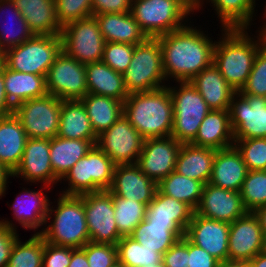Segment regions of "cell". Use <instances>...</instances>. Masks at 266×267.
I'll return each instance as SVG.
<instances>
[{
    "label": "cell",
    "instance_id": "6da1fadb",
    "mask_svg": "<svg viewBox=\"0 0 266 267\" xmlns=\"http://www.w3.org/2000/svg\"><path fill=\"white\" fill-rule=\"evenodd\" d=\"M190 23L157 37L167 82H188L213 63L216 41Z\"/></svg>",
    "mask_w": 266,
    "mask_h": 267
},
{
    "label": "cell",
    "instance_id": "7a4b0ae2",
    "mask_svg": "<svg viewBox=\"0 0 266 267\" xmlns=\"http://www.w3.org/2000/svg\"><path fill=\"white\" fill-rule=\"evenodd\" d=\"M221 29L222 37L214 46L213 64L227 83L239 92L247 82L257 52L264 43L259 31L252 37L248 28Z\"/></svg>",
    "mask_w": 266,
    "mask_h": 267
},
{
    "label": "cell",
    "instance_id": "3957f363",
    "mask_svg": "<svg viewBox=\"0 0 266 267\" xmlns=\"http://www.w3.org/2000/svg\"><path fill=\"white\" fill-rule=\"evenodd\" d=\"M123 115L144 140L171 136L173 103L169 88L129 94L123 102Z\"/></svg>",
    "mask_w": 266,
    "mask_h": 267
},
{
    "label": "cell",
    "instance_id": "277c9868",
    "mask_svg": "<svg viewBox=\"0 0 266 267\" xmlns=\"http://www.w3.org/2000/svg\"><path fill=\"white\" fill-rule=\"evenodd\" d=\"M58 197L57 207H53L50 202L45 228L43 227L38 233L44 241L51 244L73 249L82 248L90 242L83 197L60 193Z\"/></svg>",
    "mask_w": 266,
    "mask_h": 267
},
{
    "label": "cell",
    "instance_id": "5b68a950",
    "mask_svg": "<svg viewBox=\"0 0 266 267\" xmlns=\"http://www.w3.org/2000/svg\"><path fill=\"white\" fill-rule=\"evenodd\" d=\"M192 12L182 0H132L131 5V14L148 38L183 28Z\"/></svg>",
    "mask_w": 266,
    "mask_h": 267
},
{
    "label": "cell",
    "instance_id": "8992f818",
    "mask_svg": "<svg viewBox=\"0 0 266 267\" xmlns=\"http://www.w3.org/2000/svg\"><path fill=\"white\" fill-rule=\"evenodd\" d=\"M61 51V35H33L19 46L7 49L2 54L7 68L46 77Z\"/></svg>",
    "mask_w": 266,
    "mask_h": 267
},
{
    "label": "cell",
    "instance_id": "52a82bcc",
    "mask_svg": "<svg viewBox=\"0 0 266 267\" xmlns=\"http://www.w3.org/2000/svg\"><path fill=\"white\" fill-rule=\"evenodd\" d=\"M123 79L129 94L153 91L167 86L162 51L157 38H148L143 43L135 45L131 62L123 73Z\"/></svg>",
    "mask_w": 266,
    "mask_h": 267
},
{
    "label": "cell",
    "instance_id": "ba28073f",
    "mask_svg": "<svg viewBox=\"0 0 266 267\" xmlns=\"http://www.w3.org/2000/svg\"><path fill=\"white\" fill-rule=\"evenodd\" d=\"M116 164L97 146L82 157L60 180L68 182L60 194L82 195L108 190L112 184Z\"/></svg>",
    "mask_w": 266,
    "mask_h": 267
},
{
    "label": "cell",
    "instance_id": "9c48e42d",
    "mask_svg": "<svg viewBox=\"0 0 266 267\" xmlns=\"http://www.w3.org/2000/svg\"><path fill=\"white\" fill-rule=\"evenodd\" d=\"M178 84L175 87L167 84L173 103L171 136L181 144H190L211 109L190 81Z\"/></svg>",
    "mask_w": 266,
    "mask_h": 267
},
{
    "label": "cell",
    "instance_id": "30bf717a",
    "mask_svg": "<svg viewBox=\"0 0 266 267\" xmlns=\"http://www.w3.org/2000/svg\"><path fill=\"white\" fill-rule=\"evenodd\" d=\"M62 100L47 93L14 108L28 138L52 139L57 136Z\"/></svg>",
    "mask_w": 266,
    "mask_h": 267
},
{
    "label": "cell",
    "instance_id": "8fae6325",
    "mask_svg": "<svg viewBox=\"0 0 266 267\" xmlns=\"http://www.w3.org/2000/svg\"><path fill=\"white\" fill-rule=\"evenodd\" d=\"M61 39L62 50L79 63L101 61L105 40L94 16L63 26Z\"/></svg>",
    "mask_w": 266,
    "mask_h": 267
},
{
    "label": "cell",
    "instance_id": "7c38bea8",
    "mask_svg": "<svg viewBox=\"0 0 266 267\" xmlns=\"http://www.w3.org/2000/svg\"><path fill=\"white\" fill-rule=\"evenodd\" d=\"M46 88L49 94L61 100H81L88 94L85 64L62 50L49 68Z\"/></svg>",
    "mask_w": 266,
    "mask_h": 267
},
{
    "label": "cell",
    "instance_id": "4fadbf2b",
    "mask_svg": "<svg viewBox=\"0 0 266 267\" xmlns=\"http://www.w3.org/2000/svg\"><path fill=\"white\" fill-rule=\"evenodd\" d=\"M90 242L117 245L122 236L115 222L113 196L108 190L84 193Z\"/></svg>",
    "mask_w": 266,
    "mask_h": 267
},
{
    "label": "cell",
    "instance_id": "5bb4252c",
    "mask_svg": "<svg viewBox=\"0 0 266 267\" xmlns=\"http://www.w3.org/2000/svg\"><path fill=\"white\" fill-rule=\"evenodd\" d=\"M144 139L137 129L122 116L97 137L96 145L117 165L136 164Z\"/></svg>",
    "mask_w": 266,
    "mask_h": 267
},
{
    "label": "cell",
    "instance_id": "9a60e30c",
    "mask_svg": "<svg viewBox=\"0 0 266 267\" xmlns=\"http://www.w3.org/2000/svg\"><path fill=\"white\" fill-rule=\"evenodd\" d=\"M234 139L266 138V98L236 92L229 108Z\"/></svg>",
    "mask_w": 266,
    "mask_h": 267
},
{
    "label": "cell",
    "instance_id": "2e32d148",
    "mask_svg": "<svg viewBox=\"0 0 266 267\" xmlns=\"http://www.w3.org/2000/svg\"><path fill=\"white\" fill-rule=\"evenodd\" d=\"M12 177L23 178L30 183H44V191L52 190L60 179L54 174L50 161V139L28 138L19 165Z\"/></svg>",
    "mask_w": 266,
    "mask_h": 267
},
{
    "label": "cell",
    "instance_id": "e0dca14e",
    "mask_svg": "<svg viewBox=\"0 0 266 267\" xmlns=\"http://www.w3.org/2000/svg\"><path fill=\"white\" fill-rule=\"evenodd\" d=\"M181 146L172 136L146 139L136 164L147 177L158 184L175 171Z\"/></svg>",
    "mask_w": 266,
    "mask_h": 267
},
{
    "label": "cell",
    "instance_id": "ac0fdd59",
    "mask_svg": "<svg viewBox=\"0 0 266 267\" xmlns=\"http://www.w3.org/2000/svg\"><path fill=\"white\" fill-rule=\"evenodd\" d=\"M265 237L257 216L247 212L230 223L228 259L249 262L265 250Z\"/></svg>",
    "mask_w": 266,
    "mask_h": 267
},
{
    "label": "cell",
    "instance_id": "d6986e66",
    "mask_svg": "<svg viewBox=\"0 0 266 267\" xmlns=\"http://www.w3.org/2000/svg\"><path fill=\"white\" fill-rule=\"evenodd\" d=\"M247 212L240 192L223 189L209 182L203 186L201 200L195 210L204 218L227 223L234 222Z\"/></svg>",
    "mask_w": 266,
    "mask_h": 267
},
{
    "label": "cell",
    "instance_id": "ffe728a7",
    "mask_svg": "<svg viewBox=\"0 0 266 267\" xmlns=\"http://www.w3.org/2000/svg\"><path fill=\"white\" fill-rule=\"evenodd\" d=\"M230 223L204 218L194 212L185 237L218 261L228 259Z\"/></svg>",
    "mask_w": 266,
    "mask_h": 267
},
{
    "label": "cell",
    "instance_id": "44dd1931",
    "mask_svg": "<svg viewBox=\"0 0 266 267\" xmlns=\"http://www.w3.org/2000/svg\"><path fill=\"white\" fill-rule=\"evenodd\" d=\"M157 183L147 177L137 164H117L108 191L112 196L132 199L148 205L154 198Z\"/></svg>",
    "mask_w": 266,
    "mask_h": 267
},
{
    "label": "cell",
    "instance_id": "7402d4cb",
    "mask_svg": "<svg viewBox=\"0 0 266 267\" xmlns=\"http://www.w3.org/2000/svg\"><path fill=\"white\" fill-rule=\"evenodd\" d=\"M247 172L240 152L233 145L216 151L209 183L240 192Z\"/></svg>",
    "mask_w": 266,
    "mask_h": 267
},
{
    "label": "cell",
    "instance_id": "603a6c76",
    "mask_svg": "<svg viewBox=\"0 0 266 267\" xmlns=\"http://www.w3.org/2000/svg\"><path fill=\"white\" fill-rule=\"evenodd\" d=\"M190 83L211 110H229L236 90L227 83L213 63L191 79Z\"/></svg>",
    "mask_w": 266,
    "mask_h": 267
},
{
    "label": "cell",
    "instance_id": "cb8c5ba5",
    "mask_svg": "<svg viewBox=\"0 0 266 267\" xmlns=\"http://www.w3.org/2000/svg\"><path fill=\"white\" fill-rule=\"evenodd\" d=\"M34 35H61L55 0H12Z\"/></svg>",
    "mask_w": 266,
    "mask_h": 267
},
{
    "label": "cell",
    "instance_id": "d4e9b609",
    "mask_svg": "<svg viewBox=\"0 0 266 267\" xmlns=\"http://www.w3.org/2000/svg\"><path fill=\"white\" fill-rule=\"evenodd\" d=\"M105 42L141 44L148 39L131 12L93 15Z\"/></svg>",
    "mask_w": 266,
    "mask_h": 267
},
{
    "label": "cell",
    "instance_id": "484cf974",
    "mask_svg": "<svg viewBox=\"0 0 266 267\" xmlns=\"http://www.w3.org/2000/svg\"><path fill=\"white\" fill-rule=\"evenodd\" d=\"M234 141L229 110H210L190 144L220 150L233 146Z\"/></svg>",
    "mask_w": 266,
    "mask_h": 267
},
{
    "label": "cell",
    "instance_id": "4316f807",
    "mask_svg": "<svg viewBox=\"0 0 266 267\" xmlns=\"http://www.w3.org/2000/svg\"><path fill=\"white\" fill-rule=\"evenodd\" d=\"M20 193L18 196L16 195L15 201L10 207L14 212V219L25 230L33 229L36 234L38 228L45 225L50 199L42 189L35 191L24 188Z\"/></svg>",
    "mask_w": 266,
    "mask_h": 267
},
{
    "label": "cell",
    "instance_id": "83f0119b",
    "mask_svg": "<svg viewBox=\"0 0 266 267\" xmlns=\"http://www.w3.org/2000/svg\"><path fill=\"white\" fill-rule=\"evenodd\" d=\"M28 136L13 113L0 117V163L11 173L19 165Z\"/></svg>",
    "mask_w": 266,
    "mask_h": 267
},
{
    "label": "cell",
    "instance_id": "f1b7e54d",
    "mask_svg": "<svg viewBox=\"0 0 266 267\" xmlns=\"http://www.w3.org/2000/svg\"><path fill=\"white\" fill-rule=\"evenodd\" d=\"M85 68L88 93L111 97L122 102L129 96L123 74L117 73L106 63L102 61L88 63Z\"/></svg>",
    "mask_w": 266,
    "mask_h": 267
},
{
    "label": "cell",
    "instance_id": "f546056e",
    "mask_svg": "<svg viewBox=\"0 0 266 267\" xmlns=\"http://www.w3.org/2000/svg\"><path fill=\"white\" fill-rule=\"evenodd\" d=\"M216 151L208 147L182 144L177 156L175 171L205 185L211 177Z\"/></svg>",
    "mask_w": 266,
    "mask_h": 267
},
{
    "label": "cell",
    "instance_id": "4dcf8cb0",
    "mask_svg": "<svg viewBox=\"0 0 266 267\" xmlns=\"http://www.w3.org/2000/svg\"><path fill=\"white\" fill-rule=\"evenodd\" d=\"M5 93L9 102L16 107L18 104L46 95V77L32 73H21L3 66Z\"/></svg>",
    "mask_w": 266,
    "mask_h": 267
},
{
    "label": "cell",
    "instance_id": "1f68e13d",
    "mask_svg": "<svg viewBox=\"0 0 266 267\" xmlns=\"http://www.w3.org/2000/svg\"><path fill=\"white\" fill-rule=\"evenodd\" d=\"M194 210L186 203L162 194L158 189L147 205L145 219L149 223L178 224L186 231Z\"/></svg>",
    "mask_w": 266,
    "mask_h": 267
},
{
    "label": "cell",
    "instance_id": "d6a6232c",
    "mask_svg": "<svg viewBox=\"0 0 266 267\" xmlns=\"http://www.w3.org/2000/svg\"><path fill=\"white\" fill-rule=\"evenodd\" d=\"M97 140L67 139L59 136L50 139V161L54 174L61 180Z\"/></svg>",
    "mask_w": 266,
    "mask_h": 267
},
{
    "label": "cell",
    "instance_id": "836d02e7",
    "mask_svg": "<svg viewBox=\"0 0 266 267\" xmlns=\"http://www.w3.org/2000/svg\"><path fill=\"white\" fill-rule=\"evenodd\" d=\"M57 136L67 139L97 140L81 100H62Z\"/></svg>",
    "mask_w": 266,
    "mask_h": 267
},
{
    "label": "cell",
    "instance_id": "e575fe53",
    "mask_svg": "<svg viewBox=\"0 0 266 267\" xmlns=\"http://www.w3.org/2000/svg\"><path fill=\"white\" fill-rule=\"evenodd\" d=\"M185 236V231L178 224L149 223L144 219L130 235L142 246L163 255L179 239Z\"/></svg>",
    "mask_w": 266,
    "mask_h": 267
},
{
    "label": "cell",
    "instance_id": "d590c367",
    "mask_svg": "<svg viewBox=\"0 0 266 267\" xmlns=\"http://www.w3.org/2000/svg\"><path fill=\"white\" fill-rule=\"evenodd\" d=\"M81 101L97 136L109 129L123 114V102L111 97L88 93Z\"/></svg>",
    "mask_w": 266,
    "mask_h": 267
},
{
    "label": "cell",
    "instance_id": "8d00e7d4",
    "mask_svg": "<svg viewBox=\"0 0 266 267\" xmlns=\"http://www.w3.org/2000/svg\"><path fill=\"white\" fill-rule=\"evenodd\" d=\"M205 0H201L199 10L203 8ZM211 2L218 15L219 24L224 29L250 28L254 21L256 0H206ZM253 19V20H252ZM250 26V27H249Z\"/></svg>",
    "mask_w": 266,
    "mask_h": 267
},
{
    "label": "cell",
    "instance_id": "74e56055",
    "mask_svg": "<svg viewBox=\"0 0 266 267\" xmlns=\"http://www.w3.org/2000/svg\"><path fill=\"white\" fill-rule=\"evenodd\" d=\"M7 9L8 13L6 12ZM0 12L1 15L3 14V18L4 14L8 15V19H6V17L2 19L1 17L2 21L5 20L8 23H3V21L2 23L4 25H2V23L0 24V53H4L7 49L19 46L27 41L34 34L30 31L21 12L17 9L12 0H0Z\"/></svg>",
    "mask_w": 266,
    "mask_h": 267
},
{
    "label": "cell",
    "instance_id": "f35d334b",
    "mask_svg": "<svg viewBox=\"0 0 266 267\" xmlns=\"http://www.w3.org/2000/svg\"><path fill=\"white\" fill-rule=\"evenodd\" d=\"M203 186L202 182L173 171L157 184V189L168 197L186 203L195 211L201 200Z\"/></svg>",
    "mask_w": 266,
    "mask_h": 267
},
{
    "label": "cell",
    "instance_id": "ab89813d",
    "mask_svg": "<svg viewBox=\"0 0 266 267\" xmlns=\"http://www.w3.org/2000/svg\"><path fill=\"white\" fill-rule=\"evenodd\" d=\"M118 262L123 267H143L162 262V255L142 246L130 236H123L117 243Z\"/></svg>",
    "mask_w": 266,
    "mask_h": 267
},
{
    "label": "cell",
    "instance_id": "60d3db41",
    "mask_svg": "<svg viewBox=\"0 0 266 267\" xmlns=\"http://www.w3.org/2000/svg\"><path fill=\"white\" fill-rule=\"evenodd\" d=\"M114 216L119 234L130 236L146 217L147 205L132 199L113 196Z\"/></svg>",
    "mask_w": 266,
    "mask_h": 267
},
{
    "label": "cell",
    "instance_id": "b9f144b4",
    "mask_svg": "<svg viewBox=\"0 0 266 267\" xmlns=\"http://www.w3.org/2000/svg\"><path fill=\"white\" fill-rule=\"evenodd\" d=\"M44 239L34 233L22 242L18 237L11 251L7 267H42Z\"/></svg>",
    "mask_w": 266,
    "mask_h": 267
},
{
    "label": "cell",
    "instance_id": "7bdbcfd3",
    "mask_svg": "<svg viewBox=\"0 0 266 267\" xmlns=\"http://www.w3.org/2000/svg\"><path fill=\"white\" fill-rule=\"evenodd\" d=\"M240 193L248 212L266 205V170L248 171Z\"/></svg>",
    "mask_w": 266,
    "mask_h": 267
},
{
    "label": "cell",
    "instance_id": "ee69618b",
    "mask_svg": "<svg viewBox=\"0 0 266 267\" xmlns=\"http://www.w3.org/2000/svg\"><path fill=\"white\" fill-rule=\"evenodd\" d=\"M234 140L248 171L266 170V138Z\"/></svg>",
    "mask_w": 266,
    "mask_h": 267
},
{
    "label": "cell",
    "instance_id": "f6af8a7d",
    "mask_svg": "<svg viewBox=\"0 0 266 267\" xmlns=\"http://www.w3.org/2000/svg\"><path fill=\"white\" fill-rule=\"evenodd\" d=\"M239 92L266 98V45L258 50L247 82Z\"/></svg>",
    "mask_w": 266,
    "mask_h": 267
},
{
    "label": "cell",
    "instance_id": "bcb514c9",
    "mask_svg": "<svg viewBox=\"0 0 266 267\" xmlns=\"http://www.w3.org/2000/svg\"><path fill=\"white\" fill-rule=\"evenodd\" d=\"M55 6L62 27L73 21L93 16L92 0H55Z\"/></svg>",
    "mask_w": 266,
    "mask_h": 267
},
{
    "label": "cell",
    "instance_id": "7dc6e473",
    "mask_svg": "<svg viewBox=\"0 0 266 267\" xmlns=\"http://www.w3.org/2000/svg\"><path fill=\"white\" fill-rule=\"evenodd\" d=\"M134 47L135 45L127 43L105 42L101 61L123 74L131 62Z\"/></svg>",
    "mask_w": 266,
    "mask_h": 267
},
{
    "label": "cell",
    "instance_id": "c3c4849f",
    "mask_svg": "<svg viewBox=\"0 0 266 267\" xmlns=\"http://www.w3.org/2000/svg\"><path fill=\"white\" fill-rule=\"evenodd\" d=\"M81 249L89 267H112L118 262L117 245L88 242Z\"/></svg>",
    "mask_w": 266,
    "mask_h": 267
},
{
    "label": "cell",
    "instance_id": "681fc988",
    "mask_svg": "<svg viewBox=\"0 0 266 267\" xmlns=\"http://www.w3.org/2000/svg\"><path fill=\"white\" fill-rule=\"evenodd\" d=\"M15 227L12 220H0V267H7L12 248L20 237Z\"/></svg>",
    "mask_w": 266,
    "mask_h": 267
},
{
    "label": "cell",
    "instance_id": "f907efd6",
    "mask_svg": "<svg viewBox=\"0 0 266 267\" xmlns=\"http://www.w3.org/2000/svg\"><path fill=\"white\" fill-rule=\"evenodd\" d=\"M73 248L58 246L44 241L42 267H68Z\"/></svg>",
    "mask_w": 266,
    "mask_h": 267
},
{
    "label": "cell",
    "instance_id": "816d5d0a",
    "mask_svg": "<svg viewBox=\"0 0 266 267\" xmlns=\"http://www.w3.org/2000/svg\"><path fill=\"white\" fill-rule=\"evenodd\" d=\"M165 267H189L188 265V239L183 236L162 255Z\"/></svg>",
    "mask_w": 266,
    "mask_h": 267
},
{
    "label": "cell",
    "instance_id": "f5cc1de1",
    "mask_svg": "<svg viewBox=\"0 0 266 267\" xmlns=\"http://www.w3.org/2000/svg\"><path fill=\"white\" fill-rule=\"evenodd\" d=\"M132 0H92L93 15L131 12Z\"/></svg>",
    "mask_w": 266,
    "mask_h": 267
},
{
    "label": "cell",
    "instance_id": "db71d44e",
    "mask_svg": "<svg viewBox=\"0 0 266 267\" xmlns=\"http://www.w3.org/2000/svg\"><path fill=\"white\" fill-rule=\"evenodd\" d=\"M218 260L188 240L189 267H216Z\"/></svg>",
    "mask_w": 266,
    "mask_h": 267
},
{
    "label": "cell",
    "instance_id": "11a10c76",
    "mask_svg": "<svg viewBox=\"0 0 266 267\" xmlns=\"http://www.w3.org/2000/svg\"><path fill=\"white\" fill-rule=\"evenodd\" d=\"M14 106L9 102L5 93L3 73H0V117L14 113Z\"/></svg>",
    "mask_w": 266,
    "mask_h": 267
},
{
    "label": "cell",
    "instance_id": "9f6ffc18",
    "mask_svg": "<svg viewBox=\"0 0 266 267\" xmlns=\"http://www.w3.org/2000/svg\"><path fill=\"white\" fill-rule=\"evenodd\" d=\"M68 267H89L86 253L81 248L72 250Z\"/></svg>",
    "mask_w": 266,
    "mask_h": 267
},
{
    "label": "cell",
    "instance_id": "6f0895ef",
    "mask_svg": "<svg viewBox=\"0 0 266 267\" xmlns=\"http://www.w3.org/2000/svg\"><path fill=\"white\" fill-rule=\"evenodd\" d=\"M9 177L12 178V173L0 163V199L5 196L7 186L9 183Z\"/></svg>",
    "mask_w": 266,
    "mask_h": 267
},
{
    "label": "cell",
    "instance_id": "680465c9",
    "mask_svg": "<svg viewBox=\"0 0 266 267\" xmlns=\"http://www.w3.org/2000/svg\"><path fill=\"white\" fill-rule=\"evenodd\" d=\"M249 267H266V251H262L254 256L249 262Z\"/></svg>",
    "mask_w": 266,
    "mask_h": 267
},
{
    "label": "cell",
    "instance_id": "91938a15",
    "mask_svg": "<svg viewBox=\"0 0 266 267\" xmlns=\"http://www.w3.org/2000/svg\"><path fill=\"white\" fill-rule=\"evenodd\" d=\"M253 213L257 216L260 226L266 236V205L258 207Z\"/></svg>",
    "mask_w": 266,
    "mask_h": 267
},
{
    "label": "cell",
    "instance_id": "94428289",
    "mask_svg": "<svg viewBox=\"0 0 266 267\" xmlns=\"http://www.w3.org/2000/svg\"><path fill=\"white\" fill-rule=\"evenodd\" d=\"M216 267H249L248 262L238 260H223L218 261Z\"/></svg>",
    "mask_w": 266,
    "mask_h": 267
},
{
    "label": "cell",
    "instance_id": "6125c7cd",
    "mask_svg": "<svg viewBox=\"0 0 266 267\" xmlns=\"http://www.w3.org/2000/svg\"><path fill=\"white\" fill-rule=\"evenodd\" d=\"M192 11L193 13L199 10L201 5V0H182Z\"/></svg>",
    "mask_w": 266,
    "mask_h": 267
},
{
    "label": "cell",
    "instance_id": "be15d7a7",
    "mask_svg": "<svg viewBox=\"0 0 266 267\" xmlns=\"http://www.w3.org/2000/svg\"><path fill=\"white\" fill-rule=\"evenodd\" d=\"M264 8H266V5ZM264 10H265V12L263 14V17H265V19H266V9H264ZM260 28L261 29L258 31L261 34L264 45H266V23L264 25H262V27L260 26Z\"/></svg>",
    "mask_w": 266,
    "mask_h": 267
},
{
    "label": "cell",
    "instance_id": "e7e4bbea",
    "mask_svg": "<svg viewBox=\"0 0 266 267\" xmlns=\"http://www.w3.org/2000/svg\"><path fill=\"white\" fill-rule=\"evenodd\" d=\"M3 66H4V58H3V54L0 53V73H1Z\"/></svg>",
    "mask_w": 266,
    "mask_h": 267
},
{
    "label": "cell",
    "instance_id": "03108f58",
    "mask_svg": "<svg viewBox=\"0 0 266 267\" xmlns=\"http://www.w3.org/2000/svg\"><path fill=\"white\" fill-rule=\"evenodd\" d=\"M143 267H165V266H164L163 263L161 262V263H159V264L148 265V266H143Z\"/></svg>",
    "mask_w": 266,
    "mask_h": 267
},
{
    "label": "cell",
    "instance_id": "003e7915",
    "mask_svg": "<svg viewBox=\"0 0 266 267\" xmlns=\"http://www.w3.org/2000/svg\"><path fill=\"white\" fill-rule=\"evenodd\" d=\"M112 267H123L119 262H117L115 265H113Z\"/></svg>",
    "mask_w": 266,
    "mask_h": 267
}]
</instances>
